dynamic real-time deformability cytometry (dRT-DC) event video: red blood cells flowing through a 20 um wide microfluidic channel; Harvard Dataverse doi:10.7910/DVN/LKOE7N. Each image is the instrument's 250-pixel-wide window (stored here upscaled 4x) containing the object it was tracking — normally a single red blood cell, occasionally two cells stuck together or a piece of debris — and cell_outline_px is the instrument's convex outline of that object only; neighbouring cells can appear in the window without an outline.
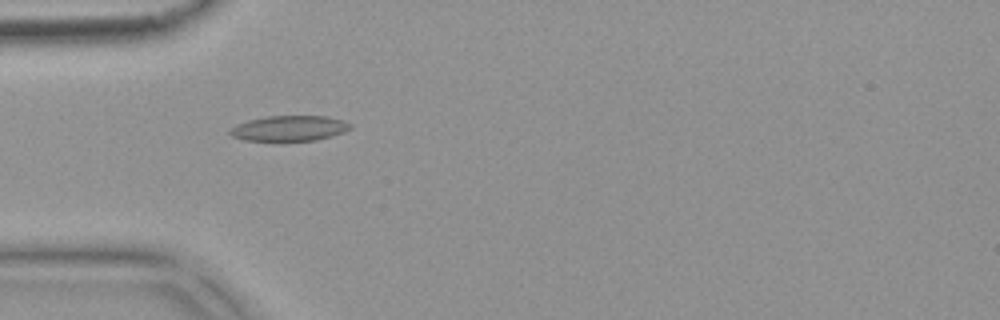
{"species": "common noctule bat (a hibernating species)", "species_latin": "Nyctalus noctula", "temperature_condition": "warm", "stored_images_in_passage": 54, "camera_frame_rate_fps": 3000, "um_per_image_px": 0.085, "animal": {"sex": "female", "body_mass_g": 18.4}, "frame": {"image": 1, "passage_image": 17, "time_ms": 5.333, "image_size_px": [1000, 320], "cell_outline_px": [[352, 128], [344, 132], [316, 140], [244, 140], [232, 136], [228, 132], [232, 128], [248, 120], [268, 116], [324, 116], [340, 120], [352, 124]], "centroid_in_image_um": [24.61, 10.9], "position_along_channel_um": 60.4, "area_um2": 17.4}}
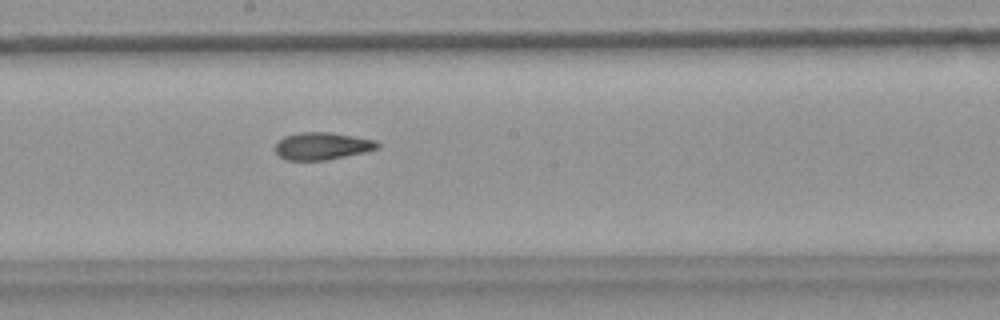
{"frame": {"image": 2, "passage_image": 30, "time_ms": 9.667, "image_size_px": [1000, 320], "cell_outline_px": [[380, 148], [364, 152], [328, 160], [284, 160], [276, 152], [276, 144], [284, 136], [300, 132], [332, 132], [376, 140], [380, 144]], "centroid_in_image_um": [27.41, 12.41], "position_along_channel_um": 220.8, "area_um2": 16.36}}
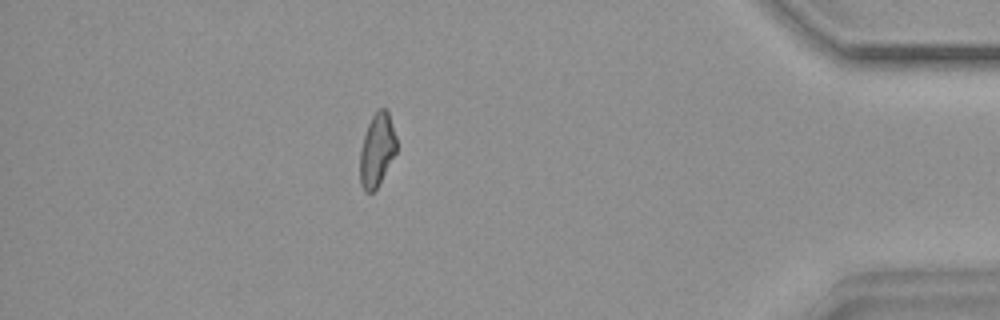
{"frame": {"image": 3, "passage_image": 48, "time_ms": 15.667, "image_size_px": [1000, 320], "cell_outline_px": [[396, 152], [376, 188], [372, 192], [364, 192], [360, 184], [360, 152], [364, 136], [368, 124], [376, 108], [388, 108], [396, 136]], "centroid_in_image_um": [32.04, 12.7], "position_along_channel_um": 403.2, "area_um2": 15.55}, "authors_computed_cell_mechanics": {"area_um2": 16.6464, "velocity_mm_per_s": 3.7627, "shape_relaxation_time_tau1_ms": null, "shape_relaxation_time_tau2_ms": 2.9513, "deformation_change_tau1": null, "deformation_change_tau2": 0.095}}